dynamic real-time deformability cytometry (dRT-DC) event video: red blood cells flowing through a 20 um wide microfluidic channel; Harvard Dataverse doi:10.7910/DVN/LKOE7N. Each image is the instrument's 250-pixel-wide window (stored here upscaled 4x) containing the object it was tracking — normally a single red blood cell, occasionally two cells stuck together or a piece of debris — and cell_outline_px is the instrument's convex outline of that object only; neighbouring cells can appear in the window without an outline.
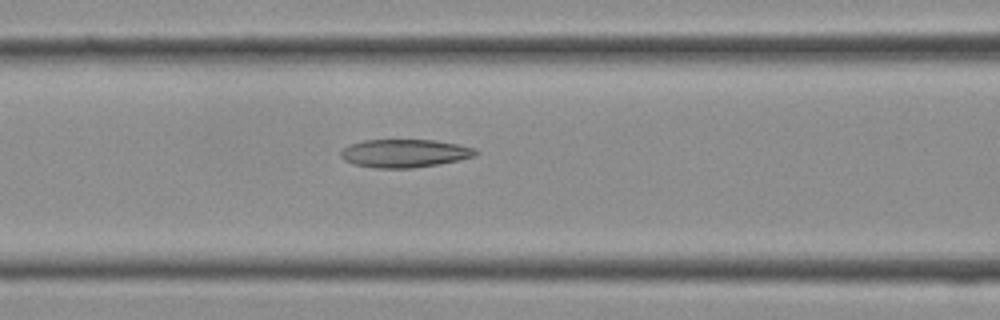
{"species": "Egyptian fruit bat (a non-hibernating species)", "species_latin": "Rousettus aegyptiacus", "temperature_condition": "cold", "stored_images_in_passage": 16, "camera_frame_rate_fps": 3000, "um_per_image_px": 0.085, "frame": {"image": 1, "passage_image": 12, "time_ms": 3.667, "image_size_px": [1000, 320], "cell_outline_px": [[480, 152], [476, 156], [436, 164], [412, 168], [376, 168], [352, 164], [344, 160], [340, 156], [340, 152], [348, 144], [364, 140], [436, 140], [476, 148]], "centroid_in_image_um": [34.37, 13.02], "position_along_channel_um": 132.2, "area_um2": 22.14}}
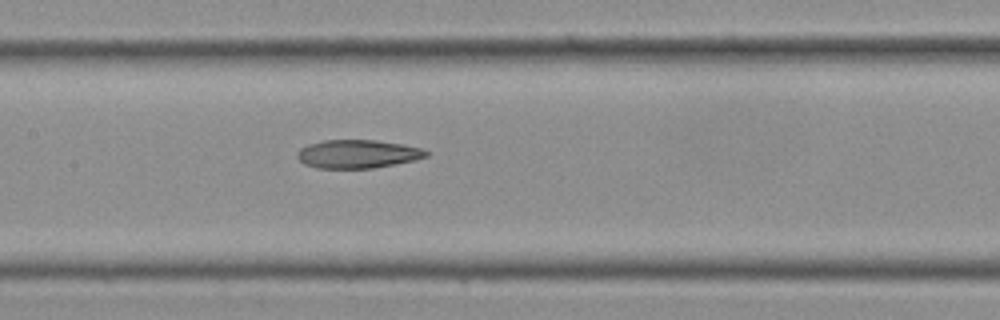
{"frame": {"image": 2, "passage_image": 14, "time_ms": 4.333, "image_size_px": [1000, 320], "cell_outline_px": [[428, 156], [416, 160], [396, 164], [372, 168], [316, 168], [304, 164], [296, 156], [296, 152], [300, 148], [308, 144], [324, 140], [376, 140], [404, 144], [424, 148], [428, 152]], "centroid_in_image_um": [30.42, 13.08], "position_along_channel_um": 177.0, "area_um2": 21.56}}
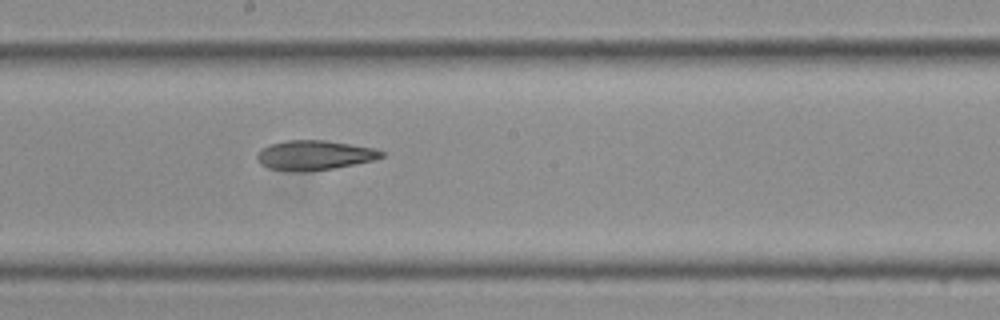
{"frame": {"image": 3, "passage_image": 16, "time_ms": 5.0, "image_size_px": [1000, 320], "cell_outline_px": [[384, 156], [372, 160], [332, 168], [296, 172], [288, 172], [268, 168], [260, 164], [256, 160], [256, 156], [260, 148], [272, 144], [288, 140], [324, 140], [376, 148], [384, 152]], "centroid_in_image_um": [26.67, 13.19], "position_along_channel_um": 221.5, "area_um2": 21.44}}